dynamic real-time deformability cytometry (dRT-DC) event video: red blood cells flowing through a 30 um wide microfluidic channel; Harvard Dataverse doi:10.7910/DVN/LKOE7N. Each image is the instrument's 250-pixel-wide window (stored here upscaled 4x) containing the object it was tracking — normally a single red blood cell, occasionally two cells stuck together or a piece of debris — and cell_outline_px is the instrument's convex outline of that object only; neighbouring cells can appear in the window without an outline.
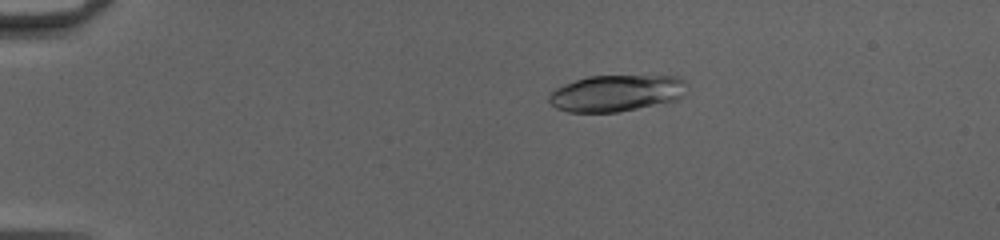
{"species": "common noctule bat (a hibernating species)", "species_latin": "Nyctalus noctula", "temperature_condition": "cold", "stored_images_in_passage": 51, "camera_frame_rate_fps": 3000, "um_per_image_px": 0.085, "animal": {"sex": "female", "body_mass_g": 20.0, "forearm_length_mm": 54.0}, "frame": {"image": 1, "passage_image": 11, "time_ms": 3.333, "image_size_px": [1000, 240], "cell_outline_px": [[688, 84], [684, 96], [676, 100], [620, 112], [568, 112], [556, 108], [548, 100], [548, 96], [556, 88], [564, 84], [588, 76], [680, 76]], "centroid_in_image_um": [52.42, 7.92], "position_along_channel_um": 32.6, "area_um2": 29.48}}
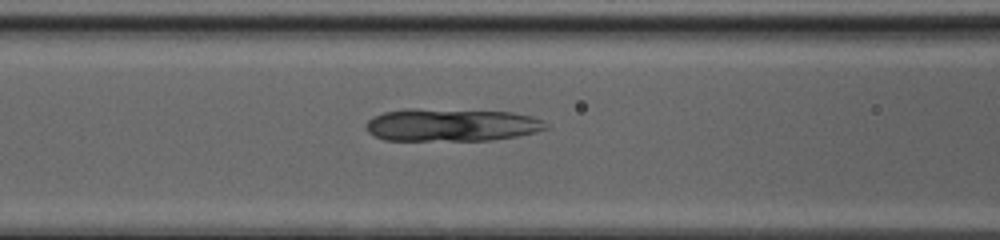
{"frame": {"image": 2, "passage_image": 23, "time_ms": 7.333, "image_size_px": [1000, 240], "cell_outline_px": [[548, 128], [536, 132], [516, 136], [492, 140], [384, 140], [368, 132], [364, 124], [372, 116], [384, 112], [408, 108], [416, 108], [512, 112], [532, 116], [544, 120], [548, 124]], "centroid_in_image_um": [38.37, 10.61], "position_along_channel_um": 128.2, "area_um2": 34.56}}
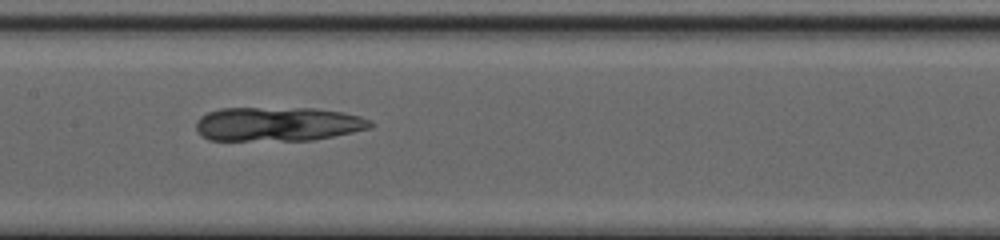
{"frame": {"image": 3, "passage_image": 27, "time_ms": 8.667, "image_size_px": [1000, 240], "cell_outline_px": [[376, 124], [372, 128], [312, 140], [208, 140], [200, 136], [196, 128], [196, 120], [200, 116], [208, 112], [220, 108], [316, 108], [344, 112], [360, 116], [372, 120]], "centroid_in_image_um": [23.63, 10.54], "position_along_channel_um": 183.8, "area_um2": 35.08}}